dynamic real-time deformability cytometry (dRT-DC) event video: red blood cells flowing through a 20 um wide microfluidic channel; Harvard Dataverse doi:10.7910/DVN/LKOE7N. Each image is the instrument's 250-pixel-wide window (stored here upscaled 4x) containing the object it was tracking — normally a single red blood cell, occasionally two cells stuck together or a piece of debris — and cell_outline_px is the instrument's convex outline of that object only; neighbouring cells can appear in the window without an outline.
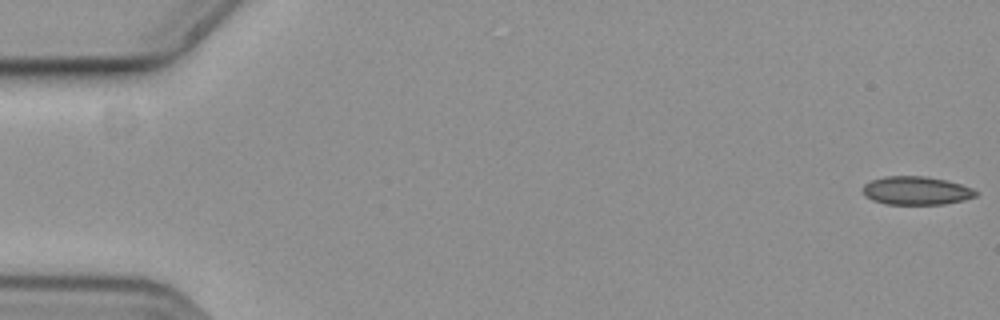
{"species": "common noctule bat (a hibernating species)", "species_latin": "Nyctalus noctula", "temperature_condition": "cold", "stored_images_in_passage": 17, "camera_frame_rate_fps": 3000, "um_per_image_px": 0.085, "animal": {"sex": "female", "body_mass_g": 19.3, "forearm_length_mm": 54.1}, "frame": {"image": 1, "passage_image": 1, "time_ms": 0.0, "image_size_px": [1000, 320], "cell_outline_px": [[976, 196], [964, 200], [944, 204], [884, 204], [872, 200], [864, 196], [864, 184], [872, 180], [884, 176], [924, 176], [944, 180], [960, 184], [972, 188], [976, 192]], "centroid_in_image_um": [77.85, 16.21], "position_along_channel_um": 7.1, "area_um2": 18.55}}
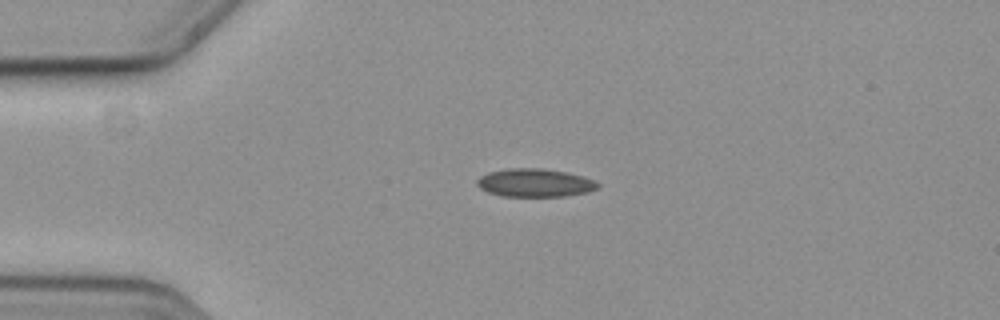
{"frame": {"image": 2, "passage_image": 14, "time_ms": 4.333, "image_size_px": [1000, 320], "cell_outline_px": [[600, 188], [588, 192], [564, 196], [500, 196], [488, 192], [480, 188], [476, 184], [476, 180], [480, 176], [488, 172], [508, 168], [544, 168], [568, 172], [592, 180], [600, 184]], "centroid_in_image_um": [45.45, 15.53], "position_along_channel_um": 39.6, "area_um2": 19.94}}